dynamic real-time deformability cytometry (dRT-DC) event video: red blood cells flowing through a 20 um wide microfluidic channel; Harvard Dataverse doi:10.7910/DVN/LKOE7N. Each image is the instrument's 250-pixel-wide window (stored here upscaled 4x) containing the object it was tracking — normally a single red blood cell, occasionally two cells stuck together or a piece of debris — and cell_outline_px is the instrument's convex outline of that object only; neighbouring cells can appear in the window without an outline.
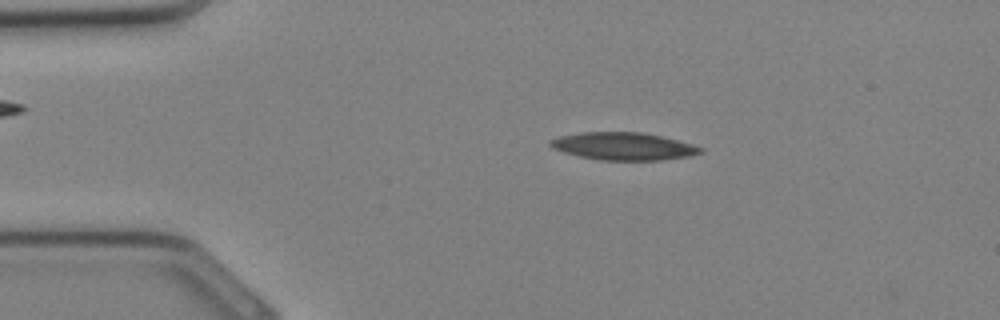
{"species": "Egyptian fruit bat (a non-hibernating species)", "species_latin": "Rousettus aegyptiacus", "temperature_condition": "cold", "stored_images_in_passage": 32, "camera_frame_rate_fps": 3000, "um_per_image_px": 0.085, "animal": {"sex": "female"}, "frame": {"image": 1, "passage_image": 5, "time_ms": 1.333, "image_size_px": [1000, 320], "cell_outline_px": [[704, 152], [688, 156], [660, 160], [604, 160], [580, 156], [564, 152], [552, 148], [548, 144], [552, 140], [560, 136], [580, 132], [644, 132], [692, 144], [704, 148]], "centroid_in_image_um": [53.01, 12.42], "position_along_channel_um": 32.0, "area_um2": 23.93}}
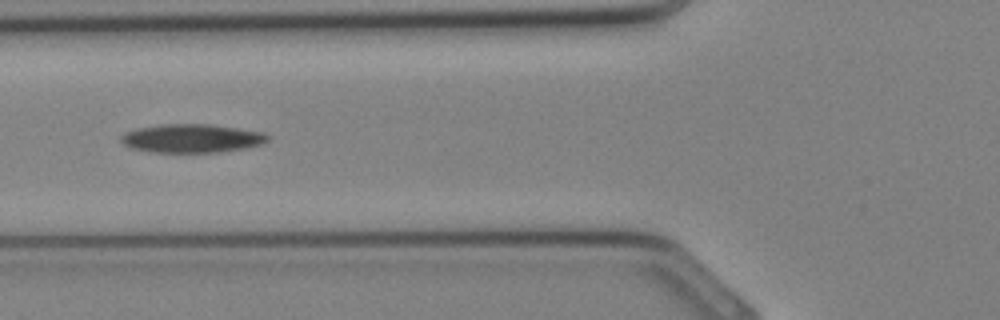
{"frame": {"image": 2, "passage_image": 11, "time_ms": 3.333, "image_size_px": [1000, 320], "cell_outline_px": [[272, 136], [268, 140], [260, 144], [244, 148], [216, 152], [152, 152], [132, 148], [124, 144], [120, 140], [120, 136], [124, 132], [136, 128], [160, 124], [212, 124], [264, 132]], "centroid_in_image_um": [16.29, 11.74], "position_along_channel_um": 109.5, "area_um2": 24.51}}
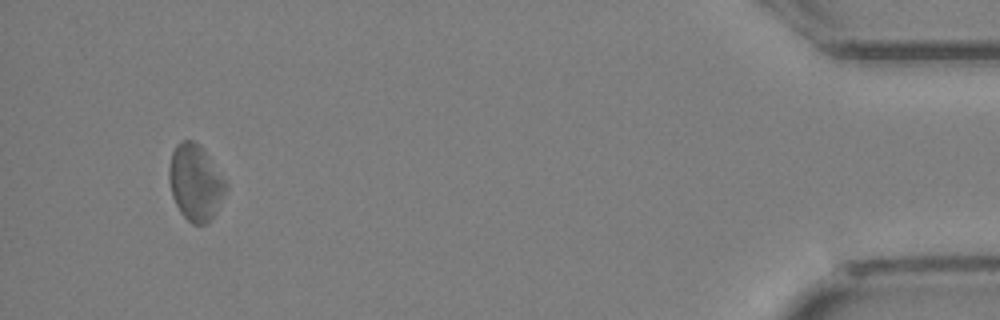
{"frame": {"image": 3, "passage_image": 30, "time_ms": 9.667, "image_size_px": [1000, 320], "cell_outline_px": [[228, 188], [212, 216], [204, 224], [192, 224], [180, 212], [172, 196], [168, 180], [168, 168], [172, 152], [176, 144], [180, 140], [192, 140], [200, 144], [204, 148], [228, 184]], "centroid_in_image_um": [16.59, 15.46], "position_along_channel_um": 418.6, "area_um2": 25.26}}